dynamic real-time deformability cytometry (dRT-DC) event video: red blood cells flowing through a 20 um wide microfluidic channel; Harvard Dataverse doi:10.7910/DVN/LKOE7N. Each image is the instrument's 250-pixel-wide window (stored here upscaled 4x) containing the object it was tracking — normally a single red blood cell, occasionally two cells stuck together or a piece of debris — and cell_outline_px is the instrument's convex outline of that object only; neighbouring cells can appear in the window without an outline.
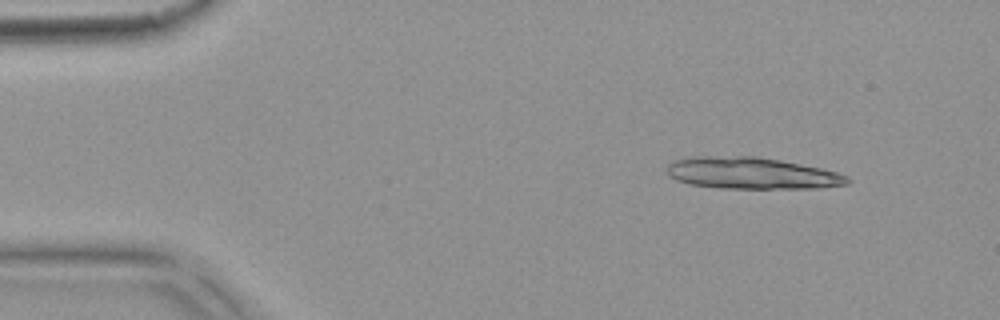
{"species": "common noctule bat (a hibernating species)", "species_latin": "Nyctalus noctula", "temperature_condition": "warm", "stored_images_in_passage": 8, "camera_frame_rate_fps": 3000, "um_per_image_px": 0.085, "animal": {"sex": "female", "body_mass_g": 18.4}, "frame": {"image": 1, "passage_image": 2, "time_ms": 0.333, "image_size_px": [1000, 320], "cell_outline_px": [[852, 180], [848, 184], [816, 188], [720, 188], [688, 184], [676, 180], [668, 176], [668, 164], [672, 160], [696, 156], [756, 156], [780, 160], [820, 168], [836, 172], [848, 176]], "centroid_in_image_um": [63.87, 14.72], "position_along_channel_um": 21.1, "area_um2": 33.35}}
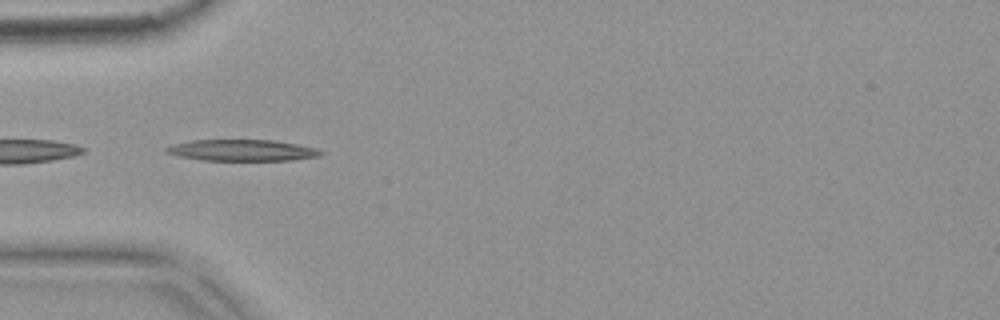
{"frame": {"image": 2, "passage_image": 5, "time_ms": 1.333, "image_size_px": [1000, 320], "cell_outline_px": [[324, 152], [320, 156], [292, 160], [200, 160], [176, 156], [164, 152], [164, 148], [172, 144], [192, 140], [276, 140], [316, 148]], "centroid_in_image_um": [20.53, 12.77], "position_along_channel_um": 64.5, "area_um2": 19.31}}
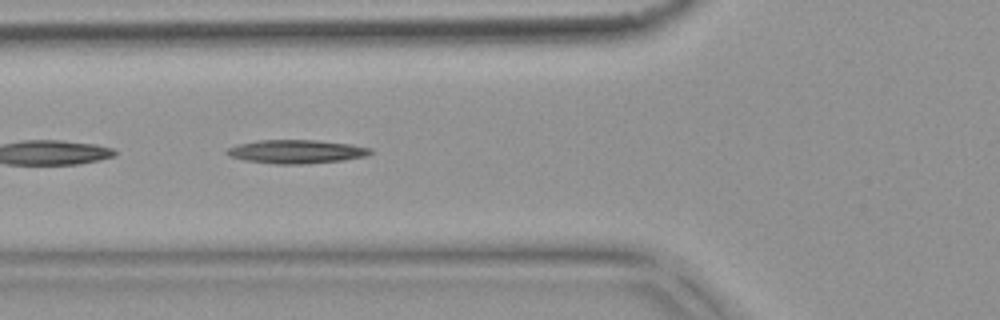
{"frame": {"image": 3, "passage_image": 6, "time_ms": 1.667, "image_size_px": [1000, 320], "cell_outline_px": [[372, 152], [368, 156], [344, 160], [304, 164], [276, 164], [244, 160], [228, 156], [224, 152], [228, 148], [236, 144], [256, 140], [316, 140], [352, 144], [372, 148]], "centroid_in_image_um": [25.18, 12.88], "position_along_channel_um": 100.6, "area_um2": 20.0}}